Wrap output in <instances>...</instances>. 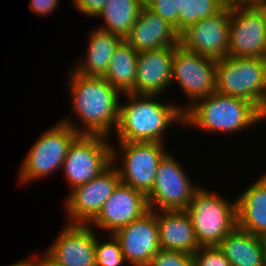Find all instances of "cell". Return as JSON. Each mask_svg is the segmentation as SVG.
<instances>
[{"label":"cell","instance_id":"1","mask_svg":"<svg viewBox=\"0 0 266 266\" xmlns=\"http://www.w3.org/2000/svg\"><path fill=\"white\" fill-rule=\"evenodd\" d=\"M69 77L71 111L83 121L84 127L74 125L69 118L60 121L78 134L110 137L119 120L120 93L103 77L83 76L73 70Z\"/></svg>","mask_w":266,"mask_h":266},{"label":"cell","instance_id":"2","mask_svg":"<svg viewBox=\"0 0 266 266\" xmlns=\"http://www.w3.org/2000/svg\"><path fill=\"white\" fill-rule=\"evenodd\" d=\"M128 102L119 104V120L116 127L119 142H160L163 133L174 123L183 125L182 106L161 103L157 96L149 94H123Z\"/></svg>","mask_w":266,"mask_h":266},{"label":"cell","instance_id":"3","mask_svg":"<svg viewBox=\"0 0 266 266\" xmlns=\"http://www.w3.org/2000/svg\"><path fill=\"white\" fill-rule=\"evenodd\" d=\"M183 117V125L213 133H237L262 121V113L251 102L216 91L194 102Z\"/></svg>","mask_w":266,"mask_h":266},{"label":"cell","instance_id":"4","mask_svg":"<svg viewBox=\"0 0 266 266\" xmlns=\"http://www.w3.org/2000/svg\"><path fill=\"white\" fill-rule=\"evenodd\" d=\"M215 91L266 107V58L226 56L216 60Z\"/></svg>","mask_w":266,"mask_h":266},{"label":"cell","instance_id":"5","mask_svg":"<svg viewBox=\"0 0 266 266\" xmlns=\"http://www.w3.org/2000/svg\"><path fill=\"white\" fill-rule=\"evenodd\" d=\"M224 198L201 186L185 210L200 247L217 246L237 227V201Z\"/></svg>","mask_w":266,"mask_h":266},{"label":"cell","instance_id":"6","mask_svg":"<svg viewBox=\"0 0 266 266\" xmlns=\"http://www.w3.org/2000/svg\"><path fill=\"white\" fill-rule=\"evenodd\" d=\"M78 135L71 126L61 121L44 131L25 156L19 181L28 183L43 179L62 168L69 146Z\"/></svg>","mask_w":266,"mask_h":266},{"label":"cell","instance_id":"7","mask_svg":"<svg viewBox=\"0 0 266 266\" xmlns=\"http://www.w3.org/2000/svg\"><path fill=\"white\" fill-rule=\"evenodd\" d=\"M118 143L121 151L112 145V163L122 160L121 168L115 166L121 182L147 195L154 186L158 164L168 151L160 142Z\"/></svg>","mask_w":266,"mask_h":266},{"label":"cell","instance_id":"8","mask_svg":"<svg viewBox=\"0 0 266 266\" xmlns=\"http://www.w3.org/2000/svg\"><path fill=\"white\" fill-rule=\"evenodd\" d=\"M102 135L79 134L69 146L62 169L71 190L86 184L112 163V145Z\"/></svg>","mask_w":266,"mask_h":266},{"label":"cell","instance_id":"9","mask_svg":"<svg viewBox=\"0 0 266 266\" xmlns=\"http://www.w3.org/2000/svg\"><path fill=\"white\" fill-rule=\"evenodd\" d=\"M172 156L167 152L158 164L154 186L146 195L149 210H186L200 188Z\"/></svg>","mask_w":266,"mask_h":266},{"label":"cell","instance_id":"10","mask_svg":"<svg viewBox=\"0 0 266 266\" xmlns=\"http://www.w3.org/2000/svg\"><path fill=\"white\" fill-rule=\"evenodd\" d=\"M215 66V59L186 50L180 44L176 46L171 81L172 85L176 81L189 99L186 106H182L183 112L197 100L215 92Z\"/></svg>","mask_w":266,"mask_h":266},{"label":"cell","instance_id":"11","mask_svg":"<svg viewBox=\"0 0 266 266\" xmlns=\"http://www.w3.org/2000/svg\"><path fill=\"white\" fill-rule=\"evenodd\" d=\"M228 56L266 58V22L256 5L230 6Z\"/></svg>","mask_w":266,"mask_h":266},{"label":"cell","instance_id":"12","mask_svg":"<svg viewBox=\"0 0 266 266\" xmlns=\"http://www.w3.org/2000/svg\"><path fill=\"white\" fill-rule=\"evenodd\" d=\"M121 182L118 170L111 163L97 177L73 188L65 207L70 224H89L101 211L103 204Z\"/></svg>","mask_w":266,"mask_h":266},{"label":"cell","instance_id":"13","mask_svg":"<svg viewBox=\"0 0 266 266\" xmlns=\"http://www.w3.org/2000/svg\"><path fill=\"white\" fill-rule=\"evenodd\" d=\"M230 6L216 15L201 19L179 34V44L186 50L215 60L228 56Z\"/></svg>","mask_w":266,"mask_h":266},{"label":"cell","instance_id":"14","mask_svg":"<svg viewBox=\"0 0 266 266\" xmlns=\"http://www.w3.org/2000/svg\"><path fill=\"white\" fill-rule=\"evenodd\" d=\"M113 236L121 246L125 262L132 266H149L160 250L156 211L149 210Z\"/></svg>","mask_w":266,"mask_h":266},{"label":"cell","instance_id":"15","mask_svg":"<svg viewBox=\"0 0 266 266\" xmlns=\"http://www.w3.org/2000/svg\"><path fill=\"white\" fill-rule=\"evenodd\" d=\"M96 235L88 224L67 223L44 253L60 266H96Z\"/></svg>","mask_w":266,"mask_h":266},{"label":"cell","instance_id":"16","mask_svg":"<svg viewBox=\"0 0 266 266\" xmlns=\"http://www.w3.org/2000/svg\"><path fill=\"white\" fill-rule=\"evenodd\" d=\"M148 211L146 195L120 182L103 204L101 211L88 225L90 227L94 225L114 234Z\"/></svg>","mask_w":266,"mask_h":266},{"label":"cell","instance_id":"17","mask_svg":"<svg viewBox=\"0 0 266 266\" xmlns=\"http://www.w3.org/2000/svg\"><path fill=\"white\" fill-rule=\"evenodd\" d=\"M176 46L138 53L135 94L160 95L172 85Z\"/></svg>","mask_w":266,"mask_h":266},{"label":"cell","instance_id":"18","mask_svg":"<svg viewBox=\"0 0 266 266\" xmlns=\"http://www.w3.org/2000/svg\"><path fill=\"white\" fill-rule=\"evenodd\" d=\"M138 53L173 47L179 44V33L167 21L145 5L124 39Z\"/></svg>","mask_w":266,"mask_h":266},{"label":"cell","instance_id":"19","mask_svg":"<svg viewBox=\"0 0 266 266\" xmlns=\"http://www.w3.org/2000/svg\"><path fill=\"white\" fill-rule=\"evenodd\" d=\"M159 247L193 255L199 248L191 219L185 210L156 211Z\"/></svg>","mask_w":266,"mask_h":266},{"label":"cell","instance_id":"20","mask_svg":"<svg viewBox=\"0 0 266 266\" xmlns=\"http://www.w3.org/2000/svg\"><path fill=\"white\" fill-rule=\"evenodd\" d=\"M237 227L256 236L266 235V178L261 176L236 198Z\"/></svg>","mask_w":266,"mask_h":266},{"label":"cell","instance_id":"21","mask_svg":"<svg viewBox=\"0 0 266 266\" xmlns=\"http://www.w3.org/2000/svg\"><path fill=\"white\" fill-rule=\"evenodd\" d=\"M92 30L88 38L86 57L72 70L83 76L104 77L114 50L123 39L118 35L98 28Z\"/></svg>","mask_w":266,"mask_h":266},{"label":"cell","instance_id":"22","mask_svg":"<svg viewBox=\"0 0 266 266\" xmlns=\"http://www.w3.org/2000/svg\"><path fill=\"white\" fill-rule=\"evenodd\" d=\"M217 246L231 266H266L261 237L238 227Z\"/></svg>","mask_w":266,"mask_h":266},{"label":"cell","instance_id":"23","mask_svg":"<svg viewBox=\"0 0 266 266\" xmlns=\"http://www.w3.org/2000/svg\"><path fill=\"white\" fill-rule=\"evenodd\" d=\"M138 52L124 39L115 48L107 73L103 77L120 94H135Z\"/></svg>","mask_w":266,"mask_h":266},{"label":"cell","instance_id":"24","mask_svg":"<svg viewBox=\"0 0 266 266\" xmlns=\"http://www.w3.org/2000/svg\"><path fill=\"white\" fill-rule=\"evenodd\" d=\"M144 5V0H108L97 16L103 18L105 26L98 29L125 39Z\"/></svg>","mask_w":266,"mask_h":266},{"label":"cell","instance_id":"25","mask_svg":"<svg viewBox=\"0 0 266 266\" xmlns=\"http://www.w3.org/2000/svg\"><path fill=\"white\" fill-rule=\"evenodd\" d=\"M224 7L223 0H182L179 12V34L199 20L216 15Z\"/></svg>","mask_w":266,"mask_h":266},{"label":"cell","instance_id":"26","mask_svg":"<svg viewBox=\"0 0 266 266\" xmlns=\"http://www.w3.org/2000/svg\"><path fill=\"white\" fill-rule=\"evenodd\" d=\"M110 241L101 242L96 237L95 258L96 266H123L126 264L118 240L110 234Z\"/></svg>","mask_w":266,"mask_h":266},{"label":"cell","instance_id":"27","mask_svg":"<svg viewBox=\"0 0 266 266\" xmlns=\"http://www.w3.org/2000/svg\"><path fill=\"white\" fill-rule=\"evenodd\" d=\"M182 0H144L146 7L172 25L179 33V12Z\"/></svg>","mask_w":266,"mask_h":266},{"label":"cell","instance_id":"28","mask_svg":"<svg viewBox=\"0 0 266 266\" xmlns=\"http://www.w3.org/2000/svg\"><path fill=\"white\" fill-rule=\"evenodd\" d=\"M149 266H194V258L188 253L160 249Z\"/></svg>","mask_w":266,"mask_h":266},{"label":"cell","instance_id":"29","mask_svg":"<svg viewBox=\"0 0 266 266\" xmlns=\"http://www.w3.org/2000/svg\"><path fill=\"white\" fill-rule=\"evenodd\" d=\"M193 258L194 266H231L218 246H201Z\"/></svg>","mask_w":266,"mask_h":266},{"label":"cell","instance_id":"30","mask_svg":"<svg viewBox=\"0 0 266 266\" xmlns=\"http://www.w3.org/2000/svg\"><path fill=\"white\" fill-rule=\"evenodd\" d=\"M108 0H72V4L76 10H79L80 13H84L85 15H89L92 18L98 16L103 7Z\"/></svg>","mask_w":266,"mask_h":266},{"label":"cell","instance_id":"31","mask_svg":"<svg viewBox=\"0 0 266 266\" xmlns=\"http://www.w3.org/2000/svg\"><path fill=\"white\" fill-rule=\"evenodd\" d=\"M60 0H31L29 8L36 15L44 16L54 12Z\"/></svg>","mask_w":266,"mask_h":266},{"label":"cell","instance_id":"32","mask_svg":"<svg viewBox=\"0 0 266 266\" xmlns=\"http://www.w3.org/2000/svg\"><path fill=\"white\" fill-rule=\"evenodd\" d=\"M35 259H34L35 266H60L59 264L55 263L52 259H50L45 253L42 254V257L40 256Z\"/></svg>","mask_w":266,"mask_h":266},{"label":"cell","instance_id":"33","mask_svg":"<svg viewBox=\"0 0 266 266\" xmlns=\"http://www.w3.org/2000/svg\"><path fill=\"white\" fill-rule=\"evenodd\" d=\"M259 0H223L225 6L255 5Z\"/></svg>","mask_w":266,"mask_h":266},{"label":"cell","instance_id":"34","mask_svg":"<svg viewBox=\"0 0 266 266\" xmlns=\"http://www.w3.org/2000/svg\"><path fill=\"white\" fill-rule=\"evenodd\" d=\"M9 266H35V263H34V259H24V260H21V261H18L17 263H13Z\"/></svg>","mask_w":266,"mask_h":266},{"label":"cell","instance_id":"35","mask_svg":"<svg viewBox=\"0 0 266 266\" xmlns=\"http://www.w3.org/2000/svg\"><path fill=\"white\" fill-rule=\"evenodd\" d=\"M255 5L263 13L266 22V0H259Z\"/></svg>","mask_w":266,"mask_h":266},{"label":"cell","instance_id":"36","mask_svg":"<svg viewBox=\"0 0 266 266\" xmlns=\"http://www.w3.org/2000/svg\"><path fill=\"white\" fill-rule=\"evenodd\" d=\"M261 243L263 246L264 260H265V265H266V235L261 237Z\"/></svg>","mask_w":266,"mask_h":266},{"label":"cell","instance_id":"37","mask_svg":"<svg viewBox=\"0 0 266 266\" xmlns=\"http://www.w3.org/2000/svg\"><path fill=\"white\" fill-rule=\"evenodd\" d=\"M266 120V107L264 109V111L262 112V121Z\"/></svg>","mask_w":266,"mask_h":266}]
</instances>
